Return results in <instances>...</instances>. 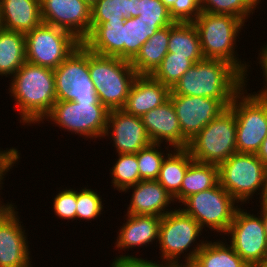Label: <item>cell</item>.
<instances>
[{"label": "cell", "mask_w": 267, "mask_h": 267, "mask_svg": "<svg viewBox=\"0 0 267 267\" xmlns=\"http://www.w3.org/2000/svg\"><path fill=\"white\" fill-rule=\"evenodd\" d=\"M245 22L232 15L210 14L201 12L193 21L197 29L204 58L217 59L233 65L244 77L247 86L248 67L251 66L239 59L236 41ZM239 35V36H238ZM238 37V38H237Z\"/></svg>", "instance_id": "obj_3"}, {"label": "cell", "mask_w": 267, "mask_h": 267, "mask_svg": "<svg viewBox=\"0 0 267 267\" xmlns=\"http://www.w3.org/2000/svg\"><path fill=\"white\" fill-rule=\"evenodd\" d=\"M81 44L69 31L42 22L25 34L26 62L56 69Z\"/></svg>", "instance_id": "obj_10"}, {"label": "cell", "mask_w": 267, "mask_h": 267, "mask_svg": "<svg viewBox=\"0 0 267 267\" xmlns=\"http://www.w3.org/2000/svg\"><path fill=\"white\" fill-rule=\"evenodd\" d=\"M118 158L110 170L113 189L123 192L127 187L140 181L137 153L117 154Z\"/></svg>", "instance_id": "obj_32"}, {"label": "cell", "mask_w": 267, "mask_h": 267, "mask_svg": "<svg viewBox=\"0 0 267 267\" xmlns=\"http://www.w3.org/2000/svg\"><path fill=\"white\" fill-rule=\"evenodd\" d=\"M238 207L233 221L224 235L234 251L251 267H260L267 261V236L259 212L257 216ZM248 212V213H247Z\"/></svg>", "instance_id": "obj_13"}, {"label": "cell", "mask_w": 267, "mask_h": 267, "mask_svg": "<svg viewBox=\"0 0 267 267\" xmlns=\"http://www.w3.org/2000/svg\"><path fill=\"white\" fill-rule=\"evenodd\" d=\"M89 74L99 101L110 111L124 107L138 76L130 61L89 51Z\"/></svg>", "instance_id": "obj_4"}, {"label": "cell", "mask_w": 267, "mask_h": 267, "mask_svg": "<svg viewBox=\"0 0 267 267\" xmlns=\"http://www.w3.org/2000/svg\"><path fill=\"white\" fill-rule=\"evenodd\" d=\"M256 156L263 162V164L267 167V136L263 140L259 150L256 153Z\"/></svg>", "instance_id": "obj_44"}, {"label": "cell", "mask_w": 267, "mask_h": 267, "mask_svg": "<svg viewBox=\"0 0 267 267\" xmlns=\"http://www.w3.org/2000/svg\"><path fill=\"white\" fill-rule=\"evenodd\" d=\"M260 267H267V261Z\"/></svg>", "instance_id": "obj_51"}, {"label": "cell", "mask_w": 267, "mask_h": 267, "mask_svg": "<svg viewBox=\"0 0 267 267\" xmlns=\"http://www.w3.org/2000/svg\"><path fill=\"white\" fill-rule=\"evenodd\" d=\"M124 21H106L99 25H90V33L82 44L93 53L123 59Z\"/></svg>", "instance_id": "obj_23"}, {"label": "cell", "mask_w": 267, "mask_h": 267, "mask_svg": "<svg viewBox=\"0 0 267 267\" xmlns=\"http://www.w3.org/2000/svg\"><path fill=\"white\" fill-rule=\"evenodd\" d=\"M42 22L72 33L81 42L90 33L91 5L84 0H40Z\"/></svg>", "instance_id": "obj_15"}, {"label": "cell", "mask_w": 267, "mask_h": 267, "mask_svg": "<svg viewBox=\"0 0 267 267\" xmlns=\"http://www.w3.org/2000/svg\"><path fill=\"white\" fill-rule=\"evenodd\" d=\"M15 208L0 220V267H33L28 235Z\"/></svg>", "instance_id": "obj_17"}, {"label": "cell", "mask_w": 267, "mask_h": 267, "mask_svg": "<svg viewBox=\"0 0 267 267\" xmlns=\"http://www.w3.org/2000/svg\"><path fill=\"white\" fill-rule=\"evenodd\" d=\"M143 125L152 143L183 149V134L170 98L141 116Z\"/></svg>", "instance_id": "obj_18"}, {"label": "cell", "mask_w": 267, "mask_h": 267, "mask_svg": "<svg viewBox=\"0 0 267 267\" xmlns=\"http://www.w3.org/2000/svg\"><path fill=\"white\" fill-rule=\"evenodd\" d=\"M129 189L133 192L126 214L163 217L174 210L167 209L169 204L175 203L173 196L157 180H141L123 192L126 193Z\"/></svg>", "instance_id": "obj_19"}, {"label": "cell", "mask_w": 267, "mask_h": 267, "mask_svg": "<svg viewBox=\"0 0 267 267\" xmlns=\"http://www.w3.org/2000/svg\"><path fill=\"white\" fill-rule=\"evenodd\" d=\"M202 233L203 229L199 223L180 208L176 207L173 211L165 214L160 221L158 240L162 261L170 264L180 263L178 258H181L185 252H189L184 254L185 257L182 255L185 258L184 262H193L197 253L206 243V240L199 238ZM197 240H199L198 243H196ZM193 244L195 247L190 248L194 246Z\"/></svg>", "instance_id": "obj_6"}, {"label": "cell", "mask_w": 267, "mask_h": 267, "mask_svg": "<svg viewBox=\"0 0 267 267\" xmlns=\"http://www.w3.org/2000/svg\"><path fill=\"white\" fill-rule=\"evenodd\" d=\"M126 223L120 227L115 242L116 250H128L138 247H146L156 239L159 240V228L162 217L156 215H131L125 214ZM128 248V249H127Z\"/></svg>", "instance_id": "obj_21"}, {"label": "cell", "mask_w": 267, "mask_h": 267, "mask_svg": "<svg viewBox=\"0 0 267 267\" xmlns=\"http://www.w3.org/2000/svg\"><path fill=\"white\" fill-rule=\"evenodd\" d=\"M105 136L111 137L109 139L118 154H136L152 143L141 117L127 114L122 109L109 111Z\"/></svg>", "instance_id": "obj_16"}, {"label": "cell", "mask_w": 267, "mask_h": 267, "mask_svg": "<svg viewBox=\"0 0 267 267\" xmlns=\"http://www.w3.org/2000/svg\"><path fill=\"white\" fill-rule=\"evenodd\" d=\"M219 184L240 205L250 203L260 194L263 199L266 191L267 167L254 153H234L218 165ZM251 198V199H250Z\"/></svg>", "instance_id": "obj_5"}, {"label": "cell", "mask_w": 267, "mask_h": 267, "mask_svg": "<svg viewBox=\"0 0 267 267\" xmlns=\"http://www.w3.org/2000/svg\"><path fill=\"white\" fill-rule=\"evenodd\" d=\"M110 267H172V264L167 262H159L143 259L134 255H119L110 263Z\"/></svg>", "instance_id": "obj_40"}, {"label": "cell", "mask_w": 267, "mask_h": 267, "mask_svg": "<svg viewBox=\"0 0 267 267\" xmlns=\"http://www.w3.org/2000/svg\"><path fill=\"white\" fill-rule=\"evenodd\" d=\"M245 88V77L230 63L202 59L194 63L171 88L174 95L218 99L226 108Z\"/></svg>", "instance_id": "obj_2"}, {"label": "cell", "mask_w": 267, "mask_h": 267, "mask_svg": "<svg viewBox=\"0 0 267 267\" xmlns=\"http://www.w3.org/2000/svg\"><path fill=\"white\" fill-rule=\"evenodd\" d=\"M162 144L151 143L137 153L138 169L141 180H157L165 157L172 151V147L165 146L167 150L162 152ZM171 148L170 150H168ZM168 152V153H167Z\"/></svg>", "instance_id": "obj_33"}, {"label": "cell", "mask_w": 267, "mask_h": 267, "mask_svg": "<svg viewBox=\"0 0 267 267\" xmlns=\"http://www.w3.org/2000/svg\"><path fill=\"white\" fill-rule=\"evenodd\" d=\"M262 201H267V180H266V191H265Z\"/></svg>", "instance_id": "obj_48"}, {"label": "cell", "mask_w": 267, "mask_h": 267, "mask_svg": "<svg viewBox=\"0 0 267 267\" xmlns=\"http://www.w3.org/2000/svg\"><path fill=\"white\" fill-rule=\"evenodd\" d=\"M53 210L54 214L60 219L64 220H76V208H77V190L66 189L59 190V193L53 198Z\"/></svg>", "instance_id": "obj_38"}, {"label": "cell", "mask_w": 267, "mask_h": 267, "mask_svg": "<svg viewBox=\"0 0 267 267\" xmlns=\"http://www.w3.org/2000/svg\"><path fill=\"white\" fill-rule=\"evenodd\" d=\"M218 182V165L193 160L187 168L180 191L173 197L174 201L181 203L190 195L208 190Z\"/></svg>", "instance_id": "obj_26"}, {"label": "cell", "mask_w": 267, "mask_h": 267, "mask_svg": "<svg viewBox=\"0 0 267 267\" xmlns=\"http://www.w3.org/2000/svg\"><path fill=\"white\" fill-rule=\"evenodd\" d=\"M180 209L193 217L202 229L225 234L233 221L236 209L241 206L219 184L185 198ZM219 232V233H218Z\"/></svg>", "instance_id": "obj_9"}, {"label": "cell", "mask_w": 267, "mask_h": 267, "mask_svg": "<svg viewBox=\"0 0 267 267\" xmlns=\"http://www.w3.org/2000/svg\"><path fill=\"white\" fill-rule=\"evenodd\" d=\"M168 53L187 56L193 63L204 59L199 35L193 22H175L170 25Z\"/></svg>", "instance_id": "obj_27"}, {"label": "cell", "mask_w": 267, "mask_h": 267, "mask_svg": "<svg viewBox=\"0 0 267 267\" xmlns=\"http://www.w3.org/2000/svg\"><path fill=\"white\" fill-rule=\"evenodd\" d=\"M193 160L186 148L172 150L163 160L157 181L173 197L180 191L187 168Z\"/></svg>", "instance_id": "obj_30"}, {"label": "cell", "mask_w": 267, "mask_h": 267, "mask_svg": "<svg viewBox=\"0 0 267 267\" xmlns=\"http://www.w3.org/2000/svg\"><path fill=\"white\" fill-rule=\"evenodd\" d=\"M193 65L194 63L187 59V56L167 53L151 76L171 89Z\"/></svg>", "instance_id": "obj_34"}, {"label": "cell", "mask_w": 267, "mask_h": 267, "mask_svg": "<svg viewBox=\"0 0 267 267\" xmlns=\"http://www.w3.org/2000/svg\"><path fill=\"white\" fill-rule=\"evenodd\" d=\"M25 62V33L0 28V75L12 77Z\"/></svg>", "instance_id": "obj_25"}, {"label": "cell", "mask_w": 267, "mask_h": 267, "mask_svg": "<svg viewBox=\"0 0 267 267\" xmlns=\"http://www.w3.org/2000/svg\"><path fill=\"white\" fill-rule=\"evenodd\" d=\"M57 101H99L89 74V50L81 44L54 69Z\"/></svg>", "instance_id": "obj_12"}, {"label": "cell", "mask_w": 267, "mask_h": 267, "mask_svg": "<svg viewBox=\"0 0 267 267\" xmlns=\"http://www.w3.org/2000/svg\"><path fill=\"white\" fill-rule=\"evenodd\" d=\"M171 89L151 75H138L129 90L122 110L130 115L142 116L169 99Z\"/></svg>", "instance_id": "obj_20"}, {"label": "cell", "mask_w": 267, "mask_h": 267, "mask_svg": "<svg viewBox=\"0 0 267 267\" xmlns=\"http://www.w3.org/2000/svg\"><path fill=\"white\" fill-rule=\"evenodd\" d=\"M10 78L9 95L18 108L20 123H44L57 101L54 69L25 62Z\"/></svg>", "instance_id": "obj_1"}, {"label": "cell", "mask_w": 267, "mask_h": 267, "mask_svg": "<svg viewBox=\"0 0 267 267\" xmlns=\"http://www.w3.org/2000/svg\"><path fill=\"white\" fill-rule=\"evenodd\" d=\"M8 149V150H7ZM20 153L18 149L6 148V150L0 149V180L5 178L7 172L14 167V164L19 161Z\"/></svg>", "instance_id": "obj_41"}, {"label": "cell", "mask_w": 267, "mask_h": 267, "mask_svg": "<svg viewBox=\"0 0 267 267\" xmlns=\"http://www.w3.org/2000/svg\"><path fill=\"white\" fill-rule=\"evenodd\" d=\"M236 118L227 107L188 143L187 150L195 161L219 165L237 153Z\"/></svg>", "instance_id": "obj_7"}, {"label": "cell", "mask_w": 267, "mask_h": 267, "mask_svg": "<svg viewBox=\"0 0 267 267\" xmlns=\"http://www.w3.org/2000/svg\"><path fill=\"white\" fill-rule=\"evenodd\" d=\"M260 53H258V57L257 59H260L259 60V64H260V68L262 69V72H263V79L265 80V82L263 83L265 86H263L262 90H259L257 93L256 92H251L252 95L256 96V97H259V98H264V99H267V44L262 47L261 50H259Z\"/></svg>", "instance_id": "obj_42"}, {"label": "cell", "mask_w": 267, "mask_h": 267, "mask_svg": "<svg viewBox=\"0 0 267 267\" xmlns=\"http://www.w3.org/2000/svg\"><path fill=\"white\" fill-rule=\"evenodd\" d=\"M86 1L89 5H93L97 0H84Z\"/></svg>", "instance_id": "obj_49"}, {"label": "cell", "mask_w": 267, "mask_h": 267, "mask_svg": "<svg viewBox=\"0 0 267 267\" xmlns=\"http://www.w3.org/2000/svg\"><path fill=\"white\" fill-rule=\"evenodd\" d=\"M109 110L100 101H56L44 121L84 139L104 138ZM100 137V138H99Z\"/></svg>", "instance_id": "obj_8"}, {"label": "cell", "mask_w": 267, "mask_h": 267, "mask_svg": "<svg viewBox=\"0 0 267 267\" xmlns=\"http://www.w3.org/2000/svg\"><path fill=\"white\" fill-rule=\"evenodd\" d=\"M2 28L27 33L42 23L40 0H0Z\"/></svg>", "instance_id": "obj_22"}, {"label": "cell", "mask_w": 267, "mask_h": 267, "mask_svg": "<svg viewBox=\"0 0 267 267\" xmlns=\"http://www.w3.org/2000/svg\"><path fill=\"white\" fill-rule=\"evenodd\" d=\"M169 13L175 22H193L201 13V0H176Z\"/></svg>", "instance_id": "obj_39"}, {"label": "cell", "mask_w": 267, "mask_h": 267, "mask_svg": "<svg viewBox=\"0 0 267 267\" xmlns=\"http://www.w3.org/2000/svg\"><path fill=\"white\" fill-rule=\"evenodd\" d=\"M170 25L157 30L130 61L137 75H152L168 53Z\"/></svg>", "instance_id": "obj_24"}, {"label": "cell", "mask_w": 267, "mask_h": 267, "mask_svg": "<svg viewBox=\"0 0 267 267\" xmlns=\"http://www.w3.org/2000/svg\"><path fill=\"white\" fill-rule=\"evenodd\" d=\"M163 4L170 9L176 0H161Z\"/></svg>", "instance_id": "obj_47"}, {"label": "cell", "mask_w": 267, "mask_h": 267, "mask_svg": "<svg viewBox=\"0 0 267 267\" xmlns=\"http://www.w3.org/2000/svg\"><path fill=\"white\" fill-rule=\"evenodd\" d=\"M131 17L130 0H97L91 6V25Z\"/></svg>", "instance_id": "obj_35"}, {"label": "cell", "mask_w": 267, "mask_h": 267, "mask_svg": "<svg viewBox=\"0 0 267 267\" xmlns=\"http://www.w3.org/2000/svg\"><path fill=\"white\" fill-rule=\"evenodd\" d=\"M163 27L159 21L141 20V16L126 18L123 23V59L131 61L142 45Z\"/></svg>", "instance_id": "obj_29"}, {"label": "cell", "mask_w": 267, "mask_h": 267, "mask_svg": "<svg viewBox=\"0 0 267 267\" xmlns=\"http://www.w3.org/2000/svg\"><path fill=\"white\" fill-rule=\"evenodd\" d=\"M0 28H2L1 11H0Z\"/></svg>", "instance_id": "obj_50"}, {"label": "cell", "mask_w": 267, "mask_h": 267, "mask_svg": "<svg viewBox=\"0 0 267 267\" xmlns=\"http://www.w3.org/2000/svg\"><path fill=\"white\" fill-rule=\"evenodd\" d=\"M226 241L206 240L192 263L197 267H251Z\"/></svg>", "instance_id": "obj_28"}, {"label": "cell", "mask_w": 267, "mask_h": 267, "mask_svg": "<svg viewBox=\"0 0 267 267\" xmlns=\"http://www.w3.org/2000/svg\"><path fill=\"white\" fill-rule=\"evenodd\" d=\"M260 3V0H201V12L232 15L247 22Z\"/></svg>", "instance_id": "obj_31"}, {"label": "cell", "mask_w": 267, "mask_h": 267, "mask_svg": "<svg viewBox=\"0 0 267 267\" xmlns=\"http://www.w3.org/2000/svg\"><path fill=\"white\" fill-rule=\"evenodd\" d=\"M101 197L97 191L87 187L77 190L76 219L89 221L101 216L104 211Z\"/></svg>", "instance_id": "obj_37"}, {"label": "cell", "mask_w": 267, "mask_h": 267, "mask_svg": "<svg viewBox=\"0 0 267 267\" xmlns=\"http://www.w3.org/2000/svg\"><path fill=\"white\" fill-rule=\"evenodd\" d=\"M4 184L3 183V178L0 180V190H2V185ZM1 192V191H0ZM1 200V199H0ZM15 206V207H14ZM14 208H16L17 210V207L16 205H14V203H6L4 204L3 201L1 200L0 201V220H2L8 213H10Z\"/></svg>", "instance_id": "obj_43"}, {"label": "cell", "mask_w": 267, "mask_h": 267, "mask_svg": "<svg viewBox=\"0 0 267 267\" xmlns=\"http://www.w3.org/2000/svg\"><path fill=\"white\" fill-rule=\"evenodd\" d=\"M245 88L231 101L236 118L238 153H254L267 136V99L248 93Z\"/></svg>", "instance_id": "obj_11"}, {"label": "cell", "mask_w": 267, "mask_h": 267, "mask_svg": "<svg viewBox=\"0 0 267 267\" xmlns=\"http://www.w3.org/2000/svg\"><path fill=\"white\" fill-rule=\"evenodd\" d=\"M130 11L131 17L141 16V20L159 21L164 27L175 23L161 0H130Z\"/></svg>", "instance_id": "obj_36"}, {"label": "cell", "mask_w": 267, "mask_h": 267, "mask_svg": "<svg viewBox=\"0 0 267 267\" xmlns=\"http://www.w3.org/2000/svg\"><path fill=\"white\" fill-rule=\"evenodd\" d=\"M169 98L183 134V149L187 148L189 141L226 109L218 99L208 97L174 95L170 92Z\"/></svg>", "instance_id": "obj_14"}, {"label": "cell", "mask_w": 267, "mask_h": 267, "mask_svg": "<svg viewBox=\"0 0 267 267\" xmlns=\"http://www.w3.org/2000/svg\"><path fill=\"white\" fill-rule=\"evenodd\" d=\"M183 263V264H182ZM182 263H176V264H172V267H197L196 265H194L192 262H186L184 263L182 261Z\"/></svg>", "instance_id": "obj_46"}, {"label": "cell", "mask_w": 267, "mask_h": 267, "mask_svg": "<svg viewBox=\"0 0 267 267\" xmlns=\"http://www.w3.org/2000/svg\"><path fill=\"white\" fill-rule=\"evenodd\" d=\"M260 203V210H259V214L261 215L262 218V222L264 225V231L266 233L267 236V201H259Z\"/></svg>", "instance_id": "obj_45"}]
</instances>
